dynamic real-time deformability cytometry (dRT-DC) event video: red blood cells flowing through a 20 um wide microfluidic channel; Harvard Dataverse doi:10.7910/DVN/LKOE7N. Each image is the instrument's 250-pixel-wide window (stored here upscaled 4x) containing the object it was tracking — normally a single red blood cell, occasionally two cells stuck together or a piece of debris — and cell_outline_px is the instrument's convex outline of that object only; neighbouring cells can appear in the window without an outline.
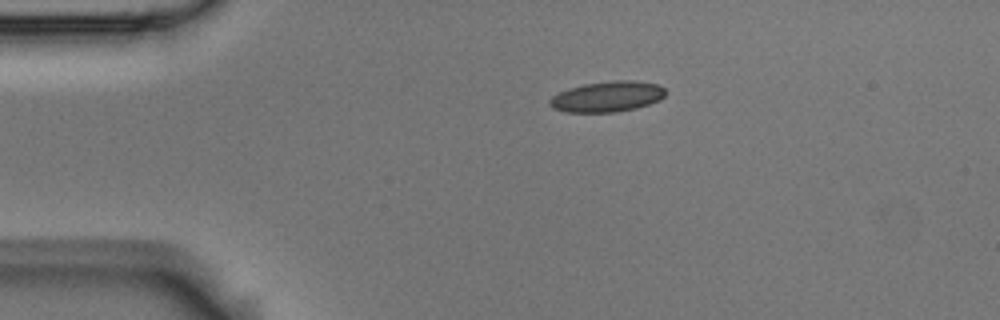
{"species": "Egyptian fruit bat (a non-hibernating species)", "species_latin": "Rousettus aegyptiacus", "temperature_condition": "room temperature", "stored_images_in_passage": 4, "camera_frame_rate_fps": 3000, "um_per_image_px": 0.085, "animal": {"sex": "male"}, "frame": {"image": 1, "passage_image": 4, "time_ms": 1.0, "image_size_px": [1000, 320], "cell_outline_px": [[664, 96], [660, 100], [636, 108], [616, 112], [564, 112], [552, 108], [548, 104], [548, 100], [552, 96], [568, 88], [584, 84], [612, 80], [632, 80], [660, 84], [664, 88]], "centroid_in_image_um": [51.6, 8.21], "position_along_channel_um": 33.4, "area_um2": 20.81}}